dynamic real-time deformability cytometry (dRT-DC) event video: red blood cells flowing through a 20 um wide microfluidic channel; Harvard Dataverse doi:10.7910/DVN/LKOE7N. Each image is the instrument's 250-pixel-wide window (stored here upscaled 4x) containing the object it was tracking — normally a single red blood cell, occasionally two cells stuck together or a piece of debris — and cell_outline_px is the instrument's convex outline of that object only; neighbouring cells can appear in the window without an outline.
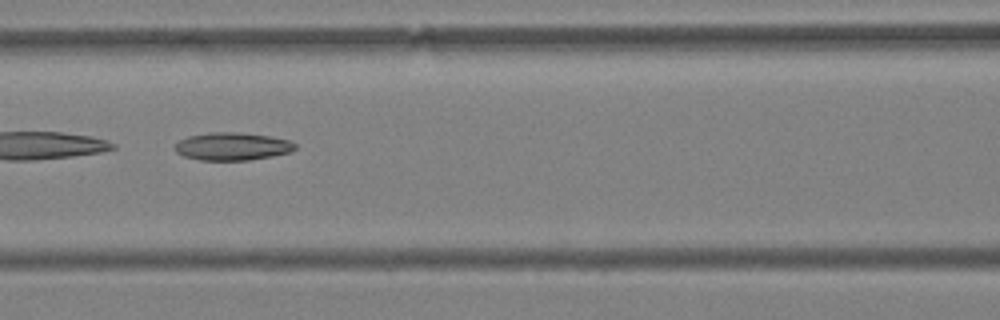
{"species": "Egyptian fruit bat (a non-hibernating species)", "species_latin": "Rousettus aegyptiacus", "temperature_condition": "warm", "stored_images_in_passage": 42, "camera_frame_rate_fps": 3000, "um_per_image_px": 0.085, "animal": {"sex": "female"}, "frame": {"image": 1, "passage_image": 18, "time_ms": 5.667, "image_size_px": [1000, 320], "cell_outline_px": [[296, 148], [288, 152], [272, 156], [248, 160], [200, 160], [184, 156], [176, 152], [172, 148], [180, 140], [188, 136], [208, 132], [232, 132], [268, 136], [288, 140], [296, 144]], "centroid_in_image_um": [19.69, 12.44], "position_along_channel_um": 146.9, "area_um2": 19.31}}